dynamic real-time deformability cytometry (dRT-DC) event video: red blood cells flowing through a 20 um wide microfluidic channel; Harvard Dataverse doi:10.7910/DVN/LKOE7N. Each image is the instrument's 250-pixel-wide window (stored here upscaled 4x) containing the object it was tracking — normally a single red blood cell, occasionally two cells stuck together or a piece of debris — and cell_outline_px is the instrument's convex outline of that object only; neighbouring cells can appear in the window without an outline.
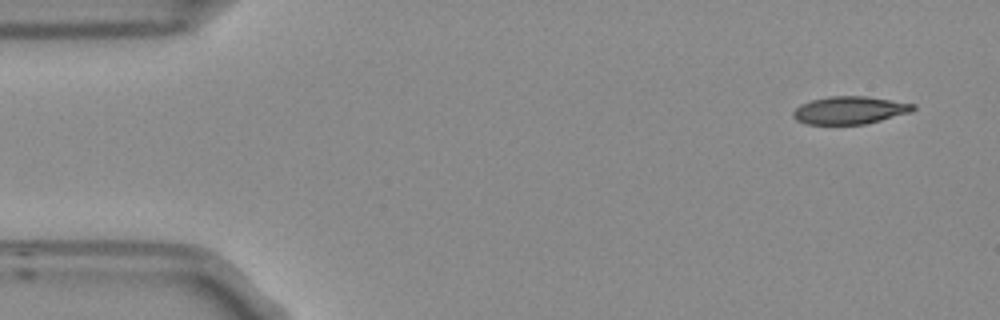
{"species": "Egyptian fruit bat (a non-hibernating species)", "species_latin": "Rousettus aegyptiacus", "temperature_condition": "room temperature", "stored_images_in_passage": 5, "segment_of_instrument_passage": [1, 2], "camera_frame_rate_fps": 3000, "um_per_image_px": 0.085, "frame": {"image": 1, "passage_image": 1, "time_ms": 0.0, "image_size_px": [1000, 320], "cell_outline_px": [[916, 108], [912, 112], [864, 124], [808, 124], [796, 120], [792, 116], [792, 112], [800, 104], [812, 100], [828, 96], [864, 96], [916, 104]], "centroid_in_image_um": [72.22, 9.36], "position_along_channel_um": 12.8, "area_um2": 19.31}}
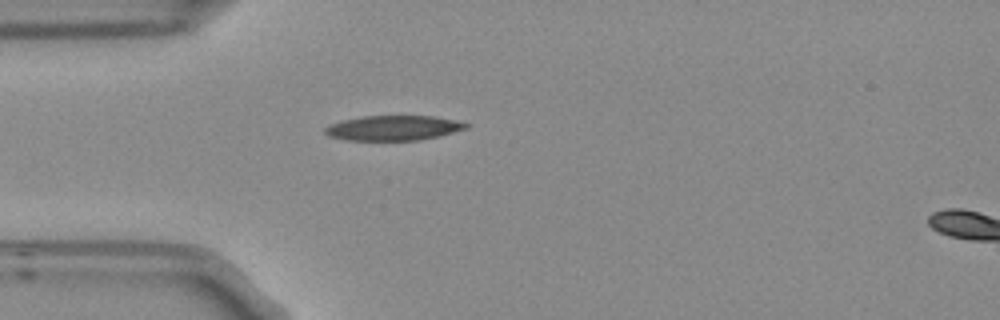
{"frame": {"image": 2, "passage_image": 4, "time_ms": 1.0, "image_size_px": [1000, 320], "cell_outline_px": [[472, 124], [468, 128], [420, 140], [344, 140], [328, 136], [324, 132], [324, 128], [328, 124], [360, 116], [432, 116]], "centroid_in_image_um": [33.38, 10.87], "position_along_channel_um": 51.6, "area_um2": 20.4}}